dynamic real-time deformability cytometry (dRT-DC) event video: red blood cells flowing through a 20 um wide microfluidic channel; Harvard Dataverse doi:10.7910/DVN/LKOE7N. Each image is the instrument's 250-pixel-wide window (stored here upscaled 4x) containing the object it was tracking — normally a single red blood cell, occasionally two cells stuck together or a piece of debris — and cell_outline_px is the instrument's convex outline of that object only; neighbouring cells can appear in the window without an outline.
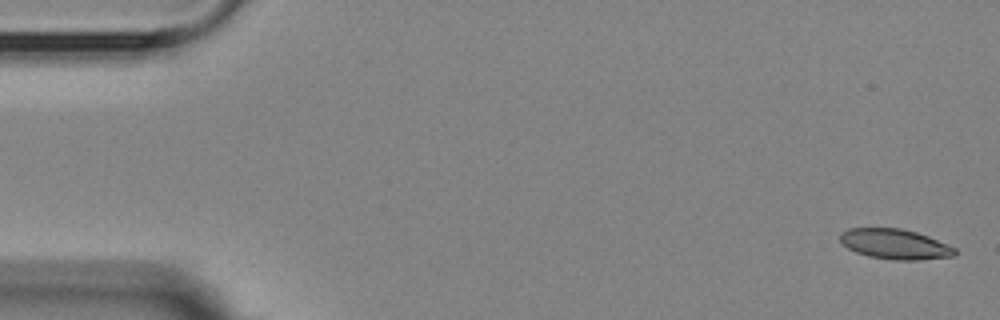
{"species": "Egyptian fruit bat (a non-hibernating species)", "species_latin": "Rousettus aegyptiacus", "temperature_condition": "room temperature", "stored_images_in_passage": 4, "camera_frame_rate_fps": 3000, "um_per_image_px": 0.085, "animal": {"sex": "female"}, "frame": {"image": 1, "passage_image": 1, "time_ms": 0.0, "image_size_px": [1000, 320], "cell_outline_px": [[956, 256], [920, 260], [896, 260], [868, 256], [856, 252], [840, 244], [840, 232], [848, 228], [900, 228], [916, 232], [928, 236], [956, 248]], "centroid_in_image_um": [76.06, 20.75], "position_along_channel_um": 8.9, "area_um2": 20.29}}
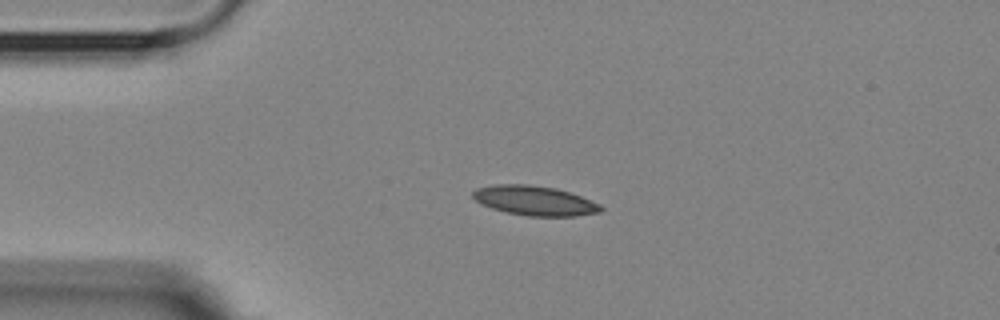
{"frame": {"image": 2, "passage_image": 4, "time_ms": 3.667, "image_size_px": [1000, 320], "cell_outline_px": [[604, 208], [600, 212], [576, 216], [528, 216], [508, 212], [492, 208], [480, 204], [472, 196], [472, 192], [476, 188], [496, 184], [528, 184], [556, 188], [580, 196], [600, 204]], "centroid_in_image_um": [45.43, 17.05], "position_along_channel_um": 39.6, "area_um2": 22.02}}